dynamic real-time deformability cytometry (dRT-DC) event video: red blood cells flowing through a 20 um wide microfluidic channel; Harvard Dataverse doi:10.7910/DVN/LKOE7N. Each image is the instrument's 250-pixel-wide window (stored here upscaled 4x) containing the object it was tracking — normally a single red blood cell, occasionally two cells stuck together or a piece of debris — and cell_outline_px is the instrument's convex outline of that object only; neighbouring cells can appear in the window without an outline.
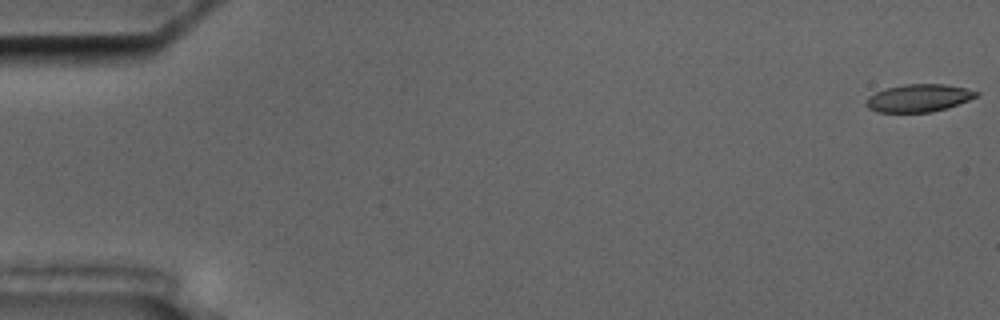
{"species": "common noctule bat (a hibernating species)", "species_latin": "Nyctalus noctula", "temperature_condition": "cold", "stored_images_in_passage": 56, "camera_frame_rate_fps": 3000, "um_per_image_px": 0.085, "animal": {"sex": "male", "body_mass_g": 17.5, "forearm_length_mm": 52.3}, "frame": {"image": 1, "passage_image": 1, "time_ms": 0.0, "image_size_px": [1000, 320], "cell_outline_px": [[980, 92], [976, 96], [968, 100], [948, 108], [932, 112], [876, 112], [868, 108], [864, 104], [864, 100], [868, 96], [884, 88], [904, 84], [944, 84], [964, 88]], "centroid_in_image_um": [78.03, 8.33], "position_along_channel_um": 7.0, "area_um2": 17.86}}
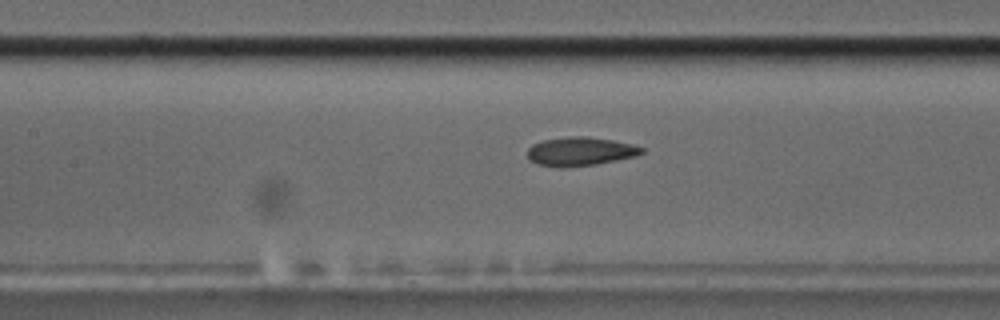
{"frame": {"image": 2, "passage_image": 26, "time_ms": 8.333, "image_size_px": [1000, 320], "cell_outline_px": [[644, 152], [636, 156], [596, 164], [540, 164], [528, 160], [528, 148], [532, 144], [544, 140], [568, 136], [588, 136], [612, 140], [632, 144], [644, 148]], "centroid_in_image_um": [49.37, 12.81], "position_along_channel_um": 158.0, "area_um2": 18.32}}
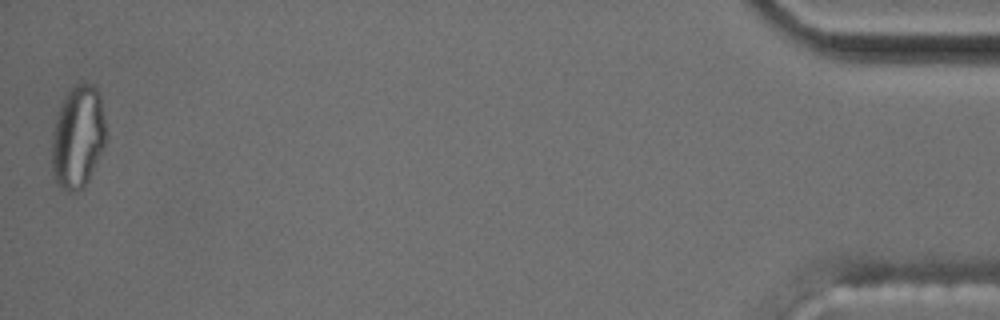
{"frame": {"image": 3, "passage_image": 56, "time_ms": 18.333, "image_size_px": [1000, 320], "cell_outline_px": [[108, 136], [88, 180], [76, 192], [68, 192], [60, 188], [56, 184], [52, 172], [52, 132], [60, 108], [68, 92], [76, 84], [84, 80], [92, 84], [96, 88], [100, 96]], "centroid_in_image_um": [6.63, 11.64], "position_along_channel_um": 428.6, "area_um2": 32.43}, "authors_computed_cell_mechanics": {"area_um2": 19.0162, "velocity_mm_per_s": 3.6091, "shape_relaxation_time_tau1_ms": null, "shape_relaxation_time_tau2_ms": 2.9791, "deformation_change_tau1": null, "deformation_change_tau2": 0.1065}}